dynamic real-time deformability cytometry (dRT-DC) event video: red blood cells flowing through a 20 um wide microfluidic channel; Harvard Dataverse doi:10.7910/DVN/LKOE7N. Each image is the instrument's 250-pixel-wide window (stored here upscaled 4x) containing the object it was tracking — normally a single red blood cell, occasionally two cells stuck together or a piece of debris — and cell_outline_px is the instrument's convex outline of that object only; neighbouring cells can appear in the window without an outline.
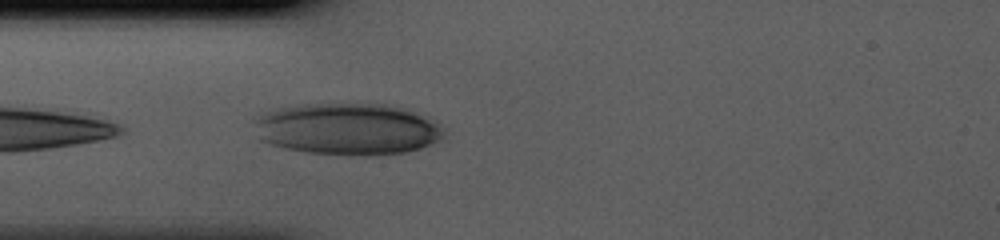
{"species": "human", "species_latin": "Homo sapiens", "temperature_condition": "cold", "stored_images_in_passage": 22, "camera_frame_rate_fps": 3000, "um_per_image_px": 0.085, "donor": {"sex": "male"}, "frame": {"image": 1, "passage_image": 1, "time_ms": 0.0, "image_size_px": [1000, 240], "cell_outline_px": [[444, 132], [440, 140], [420, 148], [404, 152], [304, 152], [284, 148], [268, 144], [260, 140], [252, 120], [260, 112], [276, 108], [296, 104], [384, 104], [400, 108], [412, 112], [436, 124]], "centroid_in_image_um": [29.36, 10.92], "position_along_channel_um": 55.6, "area_um2": 55.66}}